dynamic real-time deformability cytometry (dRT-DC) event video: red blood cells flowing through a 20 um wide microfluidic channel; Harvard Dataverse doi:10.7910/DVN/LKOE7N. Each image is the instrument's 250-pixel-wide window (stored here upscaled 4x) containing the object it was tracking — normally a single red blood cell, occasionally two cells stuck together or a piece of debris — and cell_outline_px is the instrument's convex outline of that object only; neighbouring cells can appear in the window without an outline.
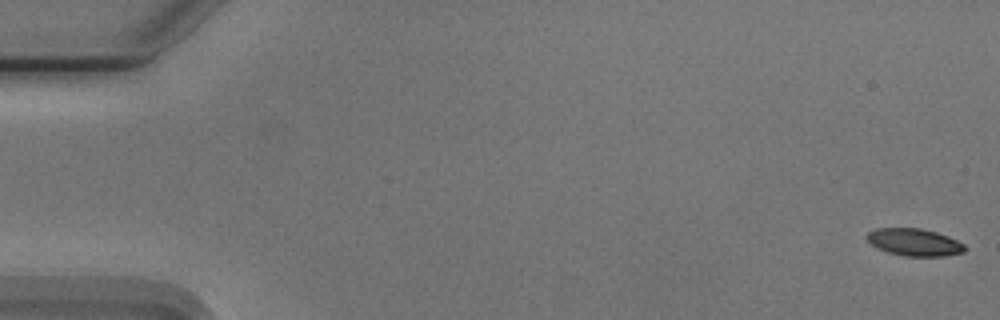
{"species": "Egyptian fruit bat (a non-hibernating species)", "species_latin": "Rousettus aegyptiacus", "temperature_condition": "cold", "stored_images_in_passage": 7, "camera_frame_rate_fps": 3000, "um_per_image_px": 0.085, "animal": {"sex": "male"}, "frame": {"image": 1, "passage_image": 1, "time_ms": 0.0, "image_size_px": [1000, 320], "cell_outline_px": [[968, 248], [964, 252], [944, 256], [904, 256], [888, 252], [876, 248], [864, 236], [868, 232], [876, 228], [920, 228], [936, 232], [948, 236], [964, 244]], "centroid_in_image_um": [77.72, 20.59], "position_along_channel_um": 7.3, "area_um2": 15.66}}